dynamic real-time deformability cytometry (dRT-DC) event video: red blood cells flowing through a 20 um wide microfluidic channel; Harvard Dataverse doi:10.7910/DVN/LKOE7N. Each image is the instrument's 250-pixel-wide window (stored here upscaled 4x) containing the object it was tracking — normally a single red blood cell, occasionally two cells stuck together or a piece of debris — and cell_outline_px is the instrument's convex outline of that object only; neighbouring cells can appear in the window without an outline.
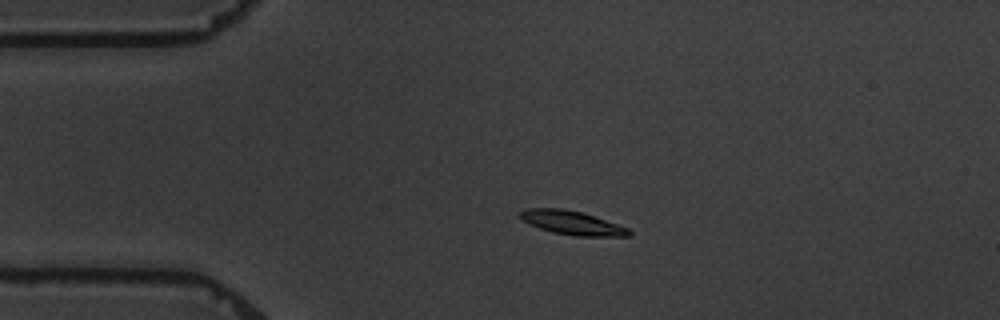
{"species": "common noctule bat (a hibernating species)", "species_latin": "Nyctalus noctula", "temperature_condition": "warm", "stored_images_in_passage": 5, "camera_frame_rate_fps": 3000, "um_per_image_px": 0.085, "animal": {"sex": "male", "body_mass_g": 19.5, "forearm_length_mm": 54.6}, "frame": {"image": 1, "passage_image": 4, "time_ms": 3.667, "image_size_px": [1000, 320], "cell_outline_px": [[632, 236], [576, 236], [552, 232], [540, 228], [516, 216], [520, 212], [528, 208], [564, 208], [580, 212], [628, 228], [632, 232]], "centroid_in_image_um": [48.61, 18.94], "position_along_channel_um": 36.4, "area_um2": 14.85}}